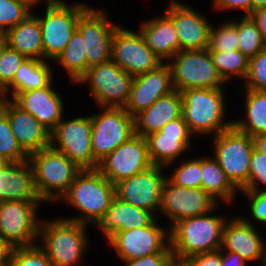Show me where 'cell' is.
<instances>
[{
  "label": "cell",
  "mask_w": 266,
  "mask_h": 266,
  "mask_svg": "<svg viewBox=\"0 0 266 266\" xmlns=\"http://www.w3.org/2000/svg\"><path fill=\"white\" fill-rule=\"evenodd\" d=\"M117 27L107 20L105 12L90 7L79 17L77 30L85 42L87 70L111 60V43Z\"/></svg>",
  "instance_id": "2e32d148"
},
{
  "label": "cell",
  "mask_w": 266,
  "mask_h": 266,
  "mask_svg": "<svg viewBox=\"0 0 266 266\" xmlns=\"http://www.w3.org/2000/svg\"><path fill=\"white\" fill-rule=\"evenodd\" d=\"M5 44L26 59L44 60V48L39 20L31 14L25 21L8 29Z\"/></svg>",
  "instance_id": "83f0119b"
},
{
  "label": "cell",
  "mask_w": 266,
  "mask_h": 266,
  "mask_svg": "<svg viewBox=\"0 0 266 266\" xmlns=\"http://www.w3.org/2000/svg\"><path fill=\"white\" fill-rule=\"evenodd\" d=\"M88 8L84 4L67 6L65 2H62L46 7L45 17H36L39 20L42 33L44 58L55 60L65 49L77 29L79 17Z\"/></svg>",
  "instance_id": "8fae6325"
},
{
  "label": "cell",
  "mask_w": 266,
  "mask_h": 266,
  "mask_svg": "<svg viewBox=\"0 0 266 266\" xmlns=\"http://www.w3.org/2000/svg\"><path fill=\"white\" fill-rule=\"evenodd\" d=\"M114 197L115 185L97 169H84L77 174L60 200L72 203L82 215V217L67 220L87 225L107 212Z\"/></svg>",
  "instance_id": "3957f363"
},
{
  "label": "cell",
  "mask_w": 266,
  "mask_h": 266,
  "mask_svg": "<svg viewBox=\"0 0 266 266\" xmlns=\"http://www.w3.org/2000/svg\"><path fill=\"white\" fill-rule=\"evenodd\" d=\"M22 0H0V34L25 21L32 12Z\"/></svg>",
  "instance_id": "8d00e7d4"
},
{
  "label": "cell",
  "mask_w": 266,
  "mask_h": 266,
  "mask_svg": "<svg viewBox=\"0 0 266 266\" xmlns=\"http://www.w3.org/2000/svg\"><path fill=\"white\" fill-rule=\"evenodd\" d=\"M182 116V95L179 91L157 99L148 109L134 116V133L146 137L158 132L169 121Z\"/></svg>",
  "instance_id": "4316f807"
},
{
  "label": "cell",
  "mask_w": 266,
  "mask_h": 266,
  "mask_svg": "<svg viewBox=\"0 0 266 266\" xmlns=\"http://www.w3.org/2000/svg\"><path fill=\"white\" fill-rule=\"evenodd\" d=\"M14 247L0 237V266H9Z\"/></svg>",
  "instance_id": "681fc988"
},
{
  "label": "cell",
  "mask_w": 266,
  "mask_h": 266,
  "mask_svg": "<svg viewBox=\"0 0 266 266\" xmlns=\"http://www.w3.org/2000/svg\"><path fill=\"white\" fill-rule=\"evenodd\" d=\"M90 83V91L102 108H123L126 104L133 77L113 61L90 67L77 83Z\"/></svg>",
  "instance_id": "ba28073f"
},
{
  "label": "cell",
  "mask_w": 266,
  "mask_h": 266,
  "mask_svg": "<svg viewBox=\"0 0 266 266\" xmlns=\"http://www.w3.org/2000/svg\"><path fill=\"white\" fill-rule=\"evenodd\" d=\"M266 7V0H251V12Z\"/></svg>",
  "instance_id": "11a10c76"
},
{
  "label": "cell",
  "mask_w": 266,
  "mask_h": 266,
  "mask_svg": "<svg viewBox=\"0 0 266 266\" xmlns=\"http://www.w3.org/2000/svg\"><path fill=\"white\" fill-rule=\"evenodd\" d=\"M172 253L171 245H169L162 251L153 253L138 259H130L125 261V266H165L169 256Z\"/></svg>",
  "instance_id": "f6af8a7d"
},
{
  "label": "cell",
  "mask_w": 266,
  "mask_h": 266,
  "mask_svg": "<svg viewBox=\"0 0 266 266\" xmlns=\"http://www.w3.org/2000/svg\"><path fill=\"white\" fill-rule=\"evenodd\" d=\"M0 155L11 163L29 160V155L18 144L10 127L7 115L0 109Z\"/></svg>",
  "instance_id": "d590c367"
},
{
  "label": "cell",
  "mask_w": 266,
  "mask_h": 266,
  "mask_svg": "<svg viewBox=\"0 0 266 266\" xmlns=\"http://www.w3.org/2000/svg\"><path fill=\"white\" fill-rule=\"evenodd\" d=\"M225 219L206 214L179 220L170 229L172 253L192 257L219 250Z\"/></svg>",
  "instance_id": "6da1fadb"
},
{
  "label": "cell",
  "mask_w": 266,
  "mask_h": 266,
  "mask_svg": "<svg viewBox=\"0 0 266 266\" xmlns=\"http://www.w3.org/2000/svg\"><path fill=\"white\" fill-rule=\"evenodd\" d=\"M2 201H42L35 188L33 167L29 160L11 163L0 170Z\"/></svg>",
  "instance_id": "484cf974"
},
{
  "label": "cell",
  "mask_w": 266,
  "mask_h": 266,
  "mask_svg": "<svg viewBox=\"0 0 266 266\" xmlns=\"http://www.w3.org/2000/svg\"><path fill=\"white\" fill-rule=\"evenodd\" d=\"M91 135V116L61 120L50 134V146L62 152L82 170L97 169L99 163L92 154ZM54 141H58L59 147L55 146Z\"/></svg>",
  "instance_id": "30bf717a"
},
{
  "label": "cell",
  "mask_w": 266,
  "mask_h": 266,
  "mask_svg": "<svg viewBox=\"0 0 266 266\" xmlns=\"http://www.w3.org/2000/svg\"><path fill=\"white\" fill-rule=\"evenodd\" d=\"M254 148L266 155V134L253 136Z\"/></svg>",
  "instance_id": "f5cc1de1"
},
{
  "label": "cell",
  "mask_w": 266,
  "mask_h": 266,
  "mask_svg": "<svg viewBox=\"0 0 266 266\" xmlns=\"http://www.w3.org/2000/svg\"><path fill=\"white\" fill-rule=\"evenodd\" d=\"M190 131L183 116L169 121L158 132L146 136L148 153L153 165L173 163L190 145Z\"/></svg>",
  "instance_id": "ffe728a7"
},
{
  "label": "cell",
  "mask_w": 266,
  "mask_h": 266,
  "mask_svg": "<svg viewBox=\"0 0 266 266\" xmlns=\"http://www.w3.org/2000/svg\"><path fill=\"white\" fill-rule=\"evenodd\" d=\"M139 32L146 45L160 60L173 58L179 52L177 31L165 14L161 18L142 23Z\"/></svg>",
  "instance_id": "f1b7e54d"
},
{
  "label": "cell",
  "mask_w": 266,
  "mask_h": 266,
  "mask_svg": "<svg viewBox=\"0 0 266 266\" xmlns=\"http://www.w3.org/2000/svg\"><path fill=\"white\" fill-rule=\"evenodd\" d=\"M217 201L201 188H185L166 178L161 191L159 210L172 221V226L181 219L209 214Z\"/></svg>",
  "instance_id": "9a60e30c"
},
{
  "label": "cell",
  "mask_w": 266,
  "mask_h": 266,
  "mask_svg": "<svg viewBox=\"0 0 266 266\" xmlns=\"http://www.w3.org/2000/svg\"><path fill=\"white\" fill-rule=\"evenodd\" d=\"M215 156L230 182L242 190L249 180L253 138L234 125L214 136Z\"/></svg>",
  "instance_id": "8992f818"
},
{
  "label": "cell",
  "mask_w": 266,
  "mask_h": 266,
  "mask_svg": "<svg viewBox=\"0 0 266 266\" xmlns=\"http://www.w3.org/2000/svg\"><path fill=\"white\" fill-rule=\"evenodd\" d=\"M165 266H196V265L191 257H184L171 253Z\"/></svg>",
  "instance_id": "816d5d0a"
},
{
  "label": "cell",
  "mask_w": 266,
  "mask_h": 266,
  "mask_svg": "<svg viewBox=\"0 0 266 266\" xmlns=\"http://www.w3.org/2000/svg\"><path fill=\"white\" fill-rule=\"evenodd\" d=\"M264 261H265V264H266V249H265V260H264ZM265 266H266V265H265Z\"/></svg>",
  "instance_id": "680465c9"
},
{
  "label": "cell",
  "mask_w": 266,
  "mask_h": 266,
  "mask_svg": "<svg viewBox=\"0 0 266 266\" xmlns=\"http://www.w3.org/2000/svg\"><path fill=\"white\" fill-rule=\"evenodd\" d=\"M5 41L3 38V35L0 34V54H1V49L5 46Z\"/></svg>",
  "instance_id": "6f0895ef"
},
{
  "label": "cell",
  "mask_w": 266,
  "mask_h": 266,
  "mask_svg": "<svg viewBox=\"0 0 266 266\" xmlns=\"http://www.w3.org/2000/svg\"><path fill=\"white\" fill-rule=\"evenodd\" d=\"M249 16L255 22L266 44V7L251 12Z\"/></svg>",
  "instance_id": "c3c4849f"
},
{
  "label": "cell",
  "mask_w": 266,
  "mask_h": 266,
  "mask_svg": "<svg viewBox=\"0 0 266 266\" xmlns=\"http://www.w3.org/2000/svg\"><path fill=\"white\" fill-rule=\"evenodd\" d=\"M0 109L7 115L18 144L28 155L50 146L51 132L32 114L5 97H0Z\"/></svg>",
  "instance_id": "44dd1931"
},
{
  "label": "cell",
  "mask_w": 266,
  "mask_h": 266,
  "mask_svg": "<svg viewBox=\"0 0 266 266\" xmlns=\"http://www.w3.org/2000/svg\"><path fill=\"white\" fill-rule=\"evenodd\" d=\"M233 23L238 31V50L245 56L250 59L266 48L262 35L250 16H244L240 22Z\"/></svg>",
  "instance_id": "e575fe53"
},
{
  "label": "cell",
  "mask_w": 266,
  "mask_h": 266,
  "mask_svg": "<svg viewBox=\"0 0 266 266\" xmlns=\"http://www.w3.org/2000/svg\"><path fill=\"white\" fill-rule=\"evenodd\" d=\"M38 202L42 201L0 202V237L14 248L35 245L41 223L36 220Z\"/></svg>",
  "instance_id": "7c38bea8"
},
{
  "label": "cell",
  "mask_w": 266,
  "mask_h": 266,
  "mask_svg": "<svg viewBox=\"0 0 266 266\" xmlns=\"http://www.w3.org/2000/svg\"><path fill=\"white\" fill-rule=\"evenodd\" d=\"M223 92L222 88H196L181 92L182 116L191 134L214 133L215 136L233 125V122H222L225 113Z\"/></svg>",
  "instance_id": "277c9868"
},
{
  "label": "cell",
  "mask_w": 266,
  "mask_h": 266,
  "mask_svg": "<svg viewBox=\"0 0 266 266\" xmlns=\"http://www.w3.org/2000/svg\"><path fill=\"white\" fill-rule=\"evenodd\" d=\"M219 74L227 81L230 77L238 76L246 79L250 59L239 50L209 51Z\"/></svg>",
  "instance_id": "836d02e7"
},
{
  "label": "cell",
  "mask_w": 266,
  "mask_h": 266,
  "mask_svg": "<svg viewBox=\"0 0 266 266\" xmlns=\"http://www.w3.org/2000/svg\"><path fill=\"white\" fill-rule=\"evenodd\" d=\"M161 170L162 166L153 165L143 172L121 180L115 184V196L154 214L159 210L161 191L167 178L161 175Z\"/></svg>",
  "instance_id": "e0dca14e"
},
{
  "label": "cell",
  "mask_w": 266,
  "mask_h": 266,
  "mask_svg": "<svg viewBox=\"0 0 266 266\" xmlns=\"http://www.w3.org/2000/svg\"><path fill=\"white\" fill-rule=\"evenodd\" d=\"M51 68L43 60L26 59L17 69L12 83L0 94V97H6L10 88L12 97L19 92L40 89L47 86L51 80Z\"/></svg>",
  "instance_id": "f546056e"
},
{
  "label": "cell",
  "mask_w": 266,
  "mask_h": 266,
  "mask_svg": "<svg viewBox=\"0 0 266 266\" xmlns=\"http://www.w3.org/2000/svg\"><path fill=\"white\" fill-rule=\"evenodd\" d=\"M201 189L217 201V197L230 202L235 195V186L227 178L225 172L213 158H201Z\"/></svg>",
  "instance_id": "4dcf8cb0"
},
{
  "label": "cell",
  "mask_w": 266,
  "mask_h": 266,
  "mask_svg": "<svg viewBox=\"0 0 266 266\" xmlns=\"http://www.w3.org/2000/svg\"><path fill=\"white\" fill-rule=\"evenodd\" d=\"M103 113L91 116V148L99 163L134 133V117L124 108L105 107Z\"/></svg>",
  "instance_id": "9c48e42d"
},
{
  "label": "cell",
  "mask_w": 266,
  "mask_h": 266,
  "mask_svg": "<svg viewBox=\"0 0 266 266\" xmlns=\"http://www.w3.org/2000/svg\"><path fill=\"white\" fill-rule=\"evenodd\" d=\"M9 266H54L39 245L15 247Z\"/></svg>",
  "instance_id": "60d3db41"
},
{
  "label": "cell",
  "mask_w": 266,
  "mask_h": 266,
  "mask_svg": "<svg viewBox=\"0 0 266 266\" xmlns=\"http://www.w3.org/2000/svg\"><path fill=\"white\" fill-rule=\"evenodd\" d=\"M9 164H11V162L3 155H0V170L5 169Z\"/></svg>",
  "instance_id": "9f6ffc18"
},
{
  "label": "cell",
  "mask_w": 266,
  "mask_h": 266,
  "mask_svg": "<svg viewBox=\"0 0 266 266\" xmlns=\"http://www.w3.org/2000/svg\"><path fill=\"white\" fill-rule=\"evenodd\" d=\"M55 60L67 70L69 77L75 83L87 72L85 42L77 29Z\"/></svg>",
  "instance_id": "d6a6232c"
},
{
  "label": "cell",
  "mask_w": 266,
  "mask_h": 266,
  "mask_svg": "<svg viewBox=\"0 0 266 266\" xmlns=\"http://www.w3.org/2000/svg\"><path fill=\"white\" fill-rule=\"evenodd\" d=\"M151 166L146 138L134 134L101 160L97 170L115 185Z\"/></svg>",
  "instance_id": "5bb4252c"
},
{
  "label": "cell",
  "mask_w": 266,
  "mask_h": 266,
  "mask_svg": "<svg viewBox=\"0 0 266 266\" xmlns=\"http://www.w3.org/2000/svg\"><path fill=\"white\" fill-rule=\"evenodd\" d=\"M196 266H222L221 249L197 254L191 257Z\"/></svg>",
  "instance_id": "bcb514c9"
},
{
  "label": "cell",
  "mask_w": 266,
  "mask_h": 266,
  "mask_svg": "<svg viewBox=\"0 0 266 266\" xmlns=\"http://www.w3.org/2000/svg\"><path fill=\"white\" fill-rule=\"evenodd\" d=\"M165 13L177 31L179 51L209 47L210 29L213 26L199 12L186 4L172 1Z\"/></svg>",
  "instance_id": "7402d4cb"
},
{
  "label": "cell",
  "mask_w": 266,
  "mask_h": 266,
  "mask_svg": "<svg viewBox=\"0 0 266 266\" xmlns=\"http://www.w3.org/2000/svg\"><path fill=\"white\" fill-rule=\"evenodd\" d=\"M111 61L132 77L147 73L163 63L146 45L140 32H132L120 26L113 34Z\"/></svg>",
  "instance_id": "4fadbf2b"
},
{
  "label": "cell",
  "mask_w": 266,
  "mask_h": 266,
  "mask_svg": "<svg viewBox=\"0 0 266 266\" xmlns=\"http://www.w3.org/2000/svg\"><path fill=\"white\" fill-rule=\"evenodd\" d=\"M155 218L149 210L133 206L115 196L107 212L98 216L92 223L97 224L110 240L117 232L149 226Z\"/></svg>",
  "instance_id": "d4e9b609"
},
{
  "label": "cell",
  "mask_w": 266,
  "mask_h": 266,
  "mask_svg": "<svg viewBox=\"0 0 266 266\" xmlns=\"http://www.w3.org/2000/svg\"><path fill=\"white\" fill-rule=\"evenodd\" d=\"M168 179L175 185L185 188H201V158L181 163Z\"/></svg>",
  "instance_id": "f35d334b"
},
{
  "label": "cell",
  "mask_w": 266,
  "mask_h": 266,
  "mask_svg": "<svg viewBox=\"0 0 266 266\" xmlns=\"http://www.w3.org/2000/svg\"><path fill=\"white\" fill-rule=\"evenodd\" d=\"M242 192L251 200L252 217L260 223L266 224V190Z\"/></svg>",
  "instance_id": "ee69618b"
},
{
  "label": "cell",
  "mask_w": 266,
  "mask_h": 266,
  "mask_svg": "<svg viewBox=\"0 0 266 266\" xmlns=\"http://www.w3.org/2000/svg\"><path fill=\"white\" fill-rule=\"evenodd\" d=\"M166 241L170 243V232L158 227L155 219L149 226L115 233L109 243L127 261L162 252L168 246Z\"/></svg>",
  "instance_id": "ac0fdd59"
},
{
  "label": "cell",
  "mask_w": 266,
  "mask_h": 266,
  "mask_svg": "<svg viewBox=\"0 0 266 266\" xmlns=\"http://www.w3.org/2000/svg\"><path fill=\"white\" fill-rule=\"evenodd\" d=\"M220 249L237 253L247 262L265 260L264 241L252 223L242 217L225 222Z\"/></svg>",
  "instance_id": "cb8c5ba5"
},
{
  "label": "cell",
  "mask_w": 266,
  "mask_h": 266,
  "mask_svg": "<svg viewBox=\"0 0 266 266\" xmlns=\"http://www.w3.org/2000/svg\"><path fill=\"white\" fill-rule=\"evenodd\" d=\"M246 121H234L233 125L251 137L266 134V91L246 89Z\"/></svg>",
  "instance_id": "1f68e13d"
},
{
  "label": "cell",
  "mask_w": 266,
  "mask_h": 266,
  "mask_svg": "<svg viewBox=\"0 0 266 266\" xmlns=\"http://www.w3.org/2000/svg\"><path fill=\"white\" fill-rule=\"evenodd\" d=\"M239 39L236 25L233 21L227 22L218 29L211 27L209 51L238 50Z\"/></svg>",
  "instance_id": "74e56055"
},
{
  "label": "cell",
  "mask_w": 266,
  "mask_h": 266,
  "mask_svg": "<svg viewBox=\"0 0 266 266\" xmlns=\"http://www.w3.org/2000/svg\"><path fill=\"white\" fill-rule=\"evenodd\" d=\"M246 89L266 91V48L250 58Z\"/></svg>",
  "instance_id": "b9f144b4"
},
{
  "label": "cell",
  "mask_w": 266,
  "mask_h": 266,
  "mask_svg": "<svg viewBox=\"0 0 266 266\" xmlns=\"http://www.w3.org/2000/svg\"><path fill=\"white\" fill-rule=\"evenodd\" d=\"M164 62L147 73L133 77L131 91L123 107L132 117L148 109L157 99L175 91L171 69Z\"/></svg>",
  "instance_id": "d6986e66"
},
{
  "label": "cell",
  "mask_w": 266,
  "mask_h": 266,
  "mask_svg": "<svg viewBox=\"0 0 266 266\" xmlns=\"http://www.w3.org/2000/svg\"><path fill=\"white\" fill-rule=\"evenodd\" d=\"M26 58L5 45L0 54V94L12 83L17 69Z\"/></svg>",
  "instance_id": "ab89813d"
},
{
  "label": "cell",
  "mask_w": 266,
  "mask_h": 266,
  "mask_svg": "<svg viewBox=\"0 0 266 266\" xmlns=\"http://www.w3.org/2000/svg\"><path fill=\"white\" fill-rule=\"evenodd\" d=\"M246 263L243 257L237 253L231 251H228L227 255L222 253V266H246Z\"/></svg>",
  "instance_id": "f907efd6"
},
{
  "label": "cell",
  "mask_w": 266,
  "mask_h": 266,
  "mask_svg": "<svg viewBox=\"0 0 266 266\" xmlns=\"http://www.w3.org/2000/svg\"><path fill=\"white\" fill-rule=\"evenodd\" d=\"M86 224L58 219L40 223L39 236L43 245L40 248L46 253L54 266H73L81 262L88 246Z\"/></svg>",
  "instance_id": "5b68a950"
},
{
  "label": "cell",
  "mask_w": 266,
  "mask_h": 266,
  "mask_svg": "<svg viewBox=\"0 0 266 266\" xmlns=\"http://www.w3.org/2000/svg\"><path fill=\"white\" fill-rule=\"evenodd\" d=\"M29 161L33 167L35 188L42 201H59L82 170L51 146L30 154Z\"/></svg>",
  "instance_id": "7a4b0ae2"
},
{
  "label": "cell",
  "mask_w": 266,
  "mask_h": 266,
  "mask_svg": "<svg viewBox=\"0 0 266 266\" xmlns=\"http://www.w3.org/2000/svg\"><path fill=\"white\" fill-rule=\"evenodd\" d=\"M214 8L217 9H243L245 16L251 13V0H213Z\"/></svg>",
  "instance_id": "7dc6e473"
},
{
  "label": "cell",
  "mask_w": 266,
  "mask_h": 266,
  "mask_svg": "<svg viewBox=\"0 0 266 266\" xmlns=\"http://www.w3.org/2000/svg\"><path fill=\"white\" fill-rule=\"evenodd\" d=\"M51 82L40 89L16 93L12 100L23 110L32 114L44 127L52 132L63 116V102L51 87Z\"/></svg>",
  "instance_id": "603a6c76"
},
{
  "label": "cell",
  "mask_w": 266,
  "mask_h": 266,
  "mask_svg": "<svg viewBox=\"0 0 266 266\" xmlns=\"http://www.w3.org/2000/svg\"><path fill=\"white\" fill-rule=\"evenodd\" d=\"M259 181L266 185V155L254 148L250 158L249 180L241 191L260 190L258 188Z\"/></svg>",
  "instance_id": "7bdbcfd3"
},
{
  "label": "cell",
  "mask_w": 266,
  "mask_h": 266,
  "mask_svg": "<svg viewBox=\"0 0 266 266\" xmlns=\"http://www.w3.org/2000/svg\"><path fill=\"white\" fill-rule=\"evenodd\" d=\"M173 57L174 61L168 65L176 91L222 88L225 80L214 65L208 48L179 51Z\"/></svg>",
  "instance_id": "52a82bcc"
},
{
  "label": "cell",
  "mask_w": 266,
  "mask_h": 266,
  "mask_svg": "<svg viewBox=\"0 0 266 266\" xmlns=\"http://www.w3.org/2000/svg\"><path fill=\"white\" fill-rule=\"evenodd\" d=\"M24 3H26L30 8L33 7V5H35L37 2L39 3V1L41 0H22ZM47 1V5L46 7H50V6H55L58 5L64 1L62 0H46Z\"/></svg>",
  "instance_id": "db71d44e"
}]
</instances>
